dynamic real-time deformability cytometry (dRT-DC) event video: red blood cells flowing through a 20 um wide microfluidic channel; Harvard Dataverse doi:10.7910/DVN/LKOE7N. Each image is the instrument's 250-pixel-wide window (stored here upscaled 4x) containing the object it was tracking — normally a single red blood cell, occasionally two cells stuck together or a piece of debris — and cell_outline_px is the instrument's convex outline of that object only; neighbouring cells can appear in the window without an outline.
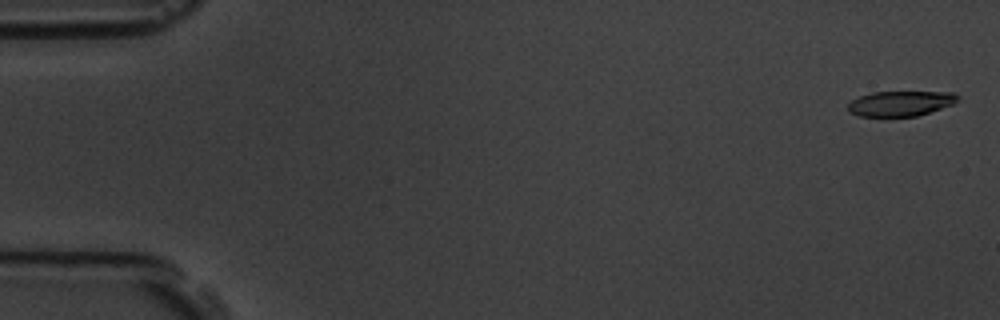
{"species": "common noctule bat (a hibernating species)", "species_latin": "Nyctalus noctula", "temperature_condition": "room temperature", "stored_images_in_passage": 15, "camera_frame_rate_fps": 3000, "um_per_image_px": 0.085, "animal": {"sex": "male", "body_mass_g": 19.5, "forearm_length_mm": 54.6}, "frame": {"image": 1, "passage_image": 1, "time_ms": 0.0, "image_size_px": [1000, 320], "cell_outline_px": [[960, 96], [952, 104], [916, 116], [860, 116], [848, 112], [848, 104], [852, 100], [860, 96], [872, 92], [956, 92]], "centroid_in_image_um": [76.52, 8.78], "position_along_channel_um": 8.5, "area_um2": 15.9}}
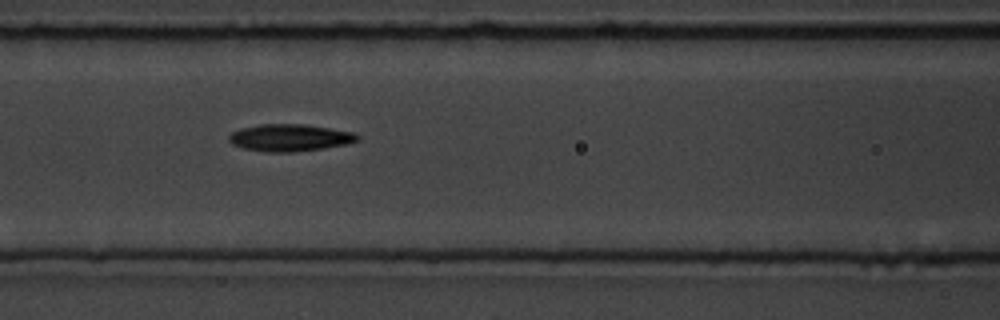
{"frame": {"image": 2, "passage_image": 7, "time_ms": 7.333, "image_size_px": [1000, 320], "cell_outline_px": [[360, 140], [348, 144], [324, 148], [292, 152], [268, 152], [244, 148], [232, 144], [228, 140], [228, 136], [232, 132], [240, 128], [260, 124], [304, 124], [352, 132], [360, 136]], "centroid_in_image_um": [24.63, 11.7], "position_along_channel_um": 142.0, "area_um2": 20.29}}
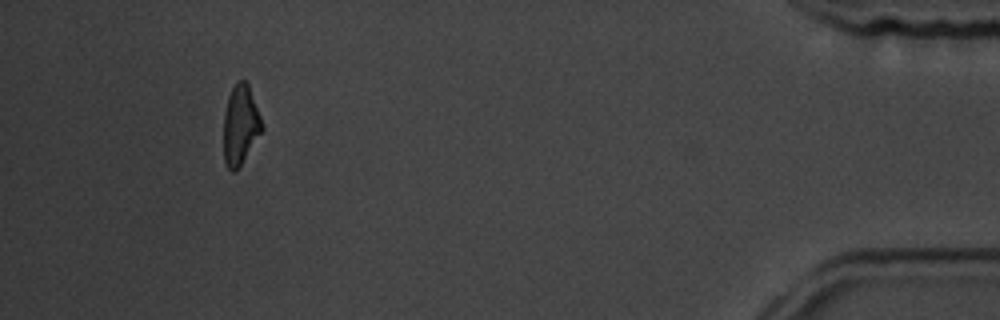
{"frame": {"image": 3, "passage_image": 14, "time_ms": 16.333, "image_size_px": [1000, 320], "cell_outline_px": [[264, 128], [240, 164], [232, 172], [228, 168], [224, 160], [224, 112], [228, 96], [232, 88], [240, 80], [244, 80], [248, 84], [260, 116]], "centroid_in_image_um": [20.42, 10.6], "position_along_channel_um": 414.8, "area_um2": 17.28}, "authors_computed_cell_mechanics": {"area_um2": 18.785, "velocity_mm_per_s": 3.7829, "shape_relaxation_time_tau1_ms": 3.2694, "shape_relaxation_time_tau2_ms": null, "deformation_change_tau1": 0.1387, "deformation_change_tau2": null}}